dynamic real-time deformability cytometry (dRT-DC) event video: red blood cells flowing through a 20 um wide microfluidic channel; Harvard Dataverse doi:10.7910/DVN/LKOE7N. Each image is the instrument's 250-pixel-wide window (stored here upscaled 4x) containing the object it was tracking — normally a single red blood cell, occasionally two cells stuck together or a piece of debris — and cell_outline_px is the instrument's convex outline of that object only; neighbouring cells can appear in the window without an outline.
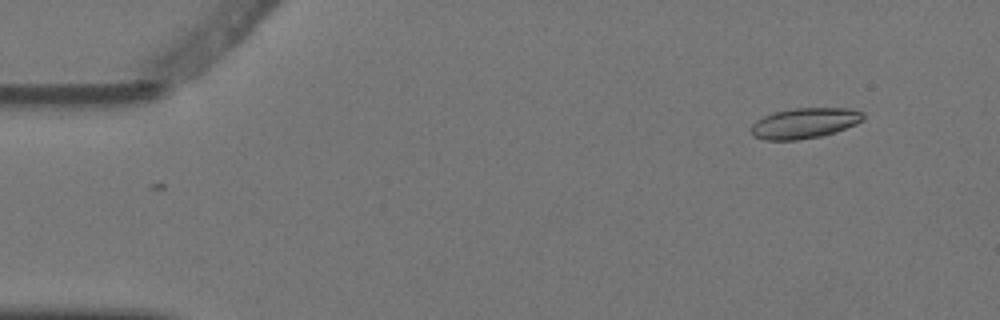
{"species": "Egyptian fruit bat (a non-hibernating species)", "species_latin": "Rousettus aegyptiacus", "temperature_condition": "warm", "stored_images_in_passage": 2, "camera_frame_rate_fps": 3000, "um_per_image_px": 0.085, "animal": {"sex": "female"}, "frame": {"image": 1, "passage_image": 2, "time_ms": 0.333, "image_size_px": [1000, 320], "cell_outline_px": [[864, 120], [856, 124], [836, 132], [824, 136], [796, 140], [764, 140], [752, 136], [752, 124], [756, 120], [772, 112], [792, 108], [852, 108], [864, 112]], "centroid_in_image_um": [68.41, 10.46], "position_along_channel_um": 16.6, "area_um2": 20.23}}